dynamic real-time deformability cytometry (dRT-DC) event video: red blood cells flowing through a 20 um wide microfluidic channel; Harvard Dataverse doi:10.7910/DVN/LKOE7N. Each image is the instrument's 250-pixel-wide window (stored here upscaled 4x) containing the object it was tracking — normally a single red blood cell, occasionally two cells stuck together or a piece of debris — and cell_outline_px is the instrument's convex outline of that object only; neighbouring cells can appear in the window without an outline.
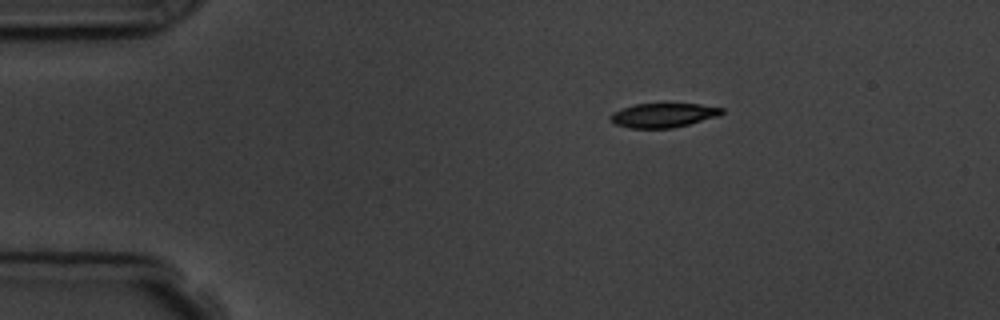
{"species": "common noctule bat (a hibernating species)", "species_latin": "Nyctalus noctula", "temperature_condition": "room temperature", "stored_images_in_passage": 2, "camera_frame_rate_fps": 3000, "um_per_image_px": 0.085, "animal": {"sex": "male", "body_mass_g": 19.5, "forearm_length_mm": 54.6}, "frame": {"image": 1, "passage_image": 1, "time_ms": 0.0, "image_size_px": [1000, 320], "cell_outline_px": [[724, 112], [720, 116], [672, 128], [628, 128], [612, 124], [608, 120], [608, 116], [612, 112], [636, 104], [700, 104], [724, 108]], "centroid_in_image_um": [56.34, 9.8], "position_along_channel_um": 28.7, "area_um2": 15.9}}